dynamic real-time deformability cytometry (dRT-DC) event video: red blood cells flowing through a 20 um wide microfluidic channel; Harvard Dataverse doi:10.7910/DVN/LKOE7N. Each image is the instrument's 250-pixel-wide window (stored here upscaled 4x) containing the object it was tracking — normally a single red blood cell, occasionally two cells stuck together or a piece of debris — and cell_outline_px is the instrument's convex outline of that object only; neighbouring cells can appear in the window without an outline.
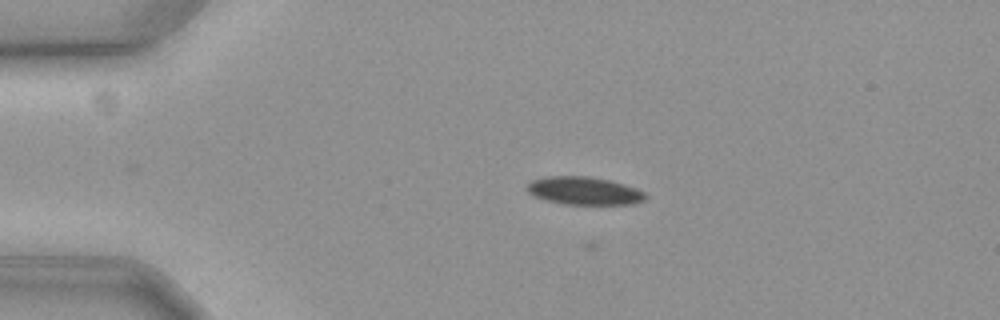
{"species": "common noctule bat (a hibernating species)", "species_latin": "Nyctalus noctula", "temperature_condition": "cold", "stored_images_in_passage": 41, "camera_frame_rate_fps": 3000, "um_per_image_px": 0.085, "animal": {"sex": "female", "body_mass_g": 19.3, "forearm_length_mm": 54.1}, "frame": {"image": 1, "passage_image": 8, "time_ms": 2.333, "image_size_px": [1000, 320], "cell_outline_px": [[648, 196], [644, 200], [632, 204], [564, 204], [548, 200], [536, 196], [528, 192], [528, 184], [532, 180], [544, 176], [588, 176], [608, 180], [624, 184], [636, 188], [644, 192]], "centroid_in_image_um": [49.68, 16.21], "position_along_channel_um": 35.3, "area_um2": 19.07}}
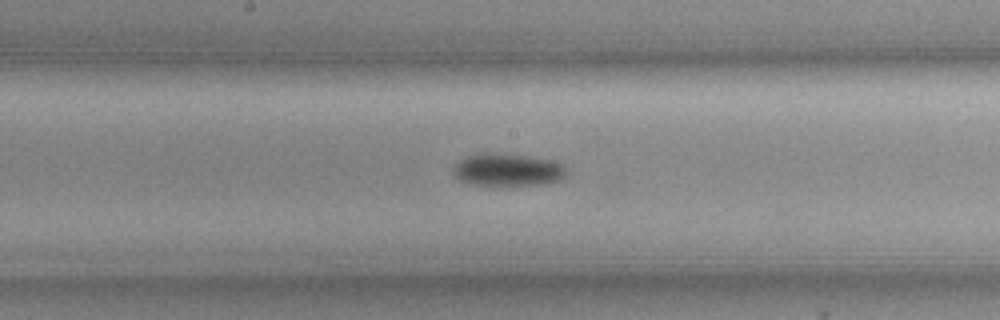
{"frame": {"image": 2, "passage_image": 26, "time_ms": 8.333, "image_size_px": [1000, 320], "cell_outline_px": [[568, 172], [560, 180], [540, 184], [468, 184], [456, 180], [452, 172], [452, 168], [460, 160], [468, 156], [480, 152], [496, 152], [528, 156], [552, 160], [560, 164]], "centroid_in_image_um": [43.08, 14.41], "position_along_channel_um": 205.1, "area_um2": 21.44}}
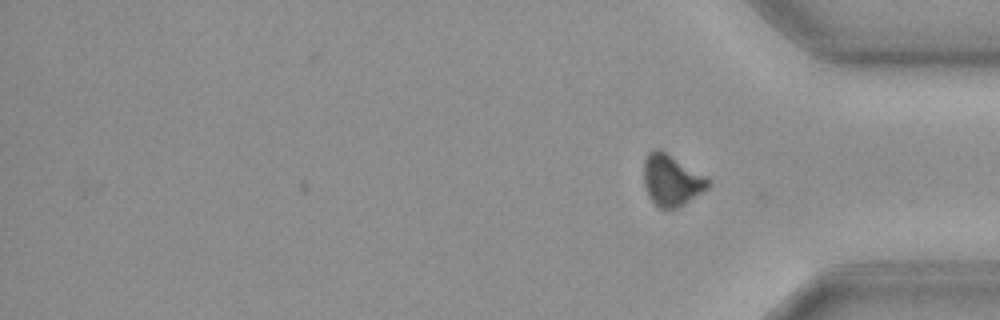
{"frame": {"image": 3, "passage_image": 41, "time_ms": 13.333, "image_size_px": [1000, 320], "cell_outline_px": [[712, 184], [708, 188], [684, 204], [676, 208], [660, 208], [648, 196], [644, 184], [644, 160], [648, 152], [656, 148], [660, 148], [708, 176], [712, 180]], "centroid_in_image_um": [57.11, 15.28], "position_along_channel_um": 378.1, "area_um2": 19.54}, "authors_computed_cell_mechanics": {"area_um2": 20.2878, "velocity_mm_per_s": 3.5709, "shape_relaxation_time_tau1_ms": 8.3058, "shape_relaxation_time_tau2_ms": null, "deformation_change_tau1": 0.1339, "deformation_change_tau2": null}}